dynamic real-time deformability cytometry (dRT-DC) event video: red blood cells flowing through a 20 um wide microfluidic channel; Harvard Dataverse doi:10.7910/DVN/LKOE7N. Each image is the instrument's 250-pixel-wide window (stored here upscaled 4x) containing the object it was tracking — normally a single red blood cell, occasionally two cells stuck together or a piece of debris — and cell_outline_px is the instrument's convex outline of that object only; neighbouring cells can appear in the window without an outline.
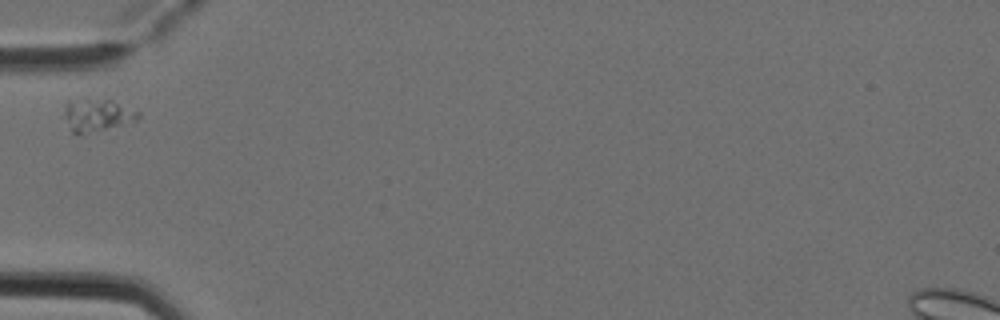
{"species": "Egyptian fruit bat (a non-hibernating species)", "species_latin": "Rousettus aegyptiacus", "temperature_condition": "cold", "stored_images_in_passage": 6, "camera_frame_rate_fps": 3000, "um_per_image_px": 0.085, "animal": {"sex": "female"}, "frame": {"image": 1, "passage_image": 1, "time_ms": 0.0, "image_size_px": [1000, 320], "cell_outline_px": [[140, 116], [136, 120], [80, 136], [72, 132], [64, 116], [64, 108], [68, 100], [112, 100], [140, 112]], "centroid_in_image_um": [8.23, 9.81], "position_along_channel_um": 76.8, "area_um2": 13.87}}
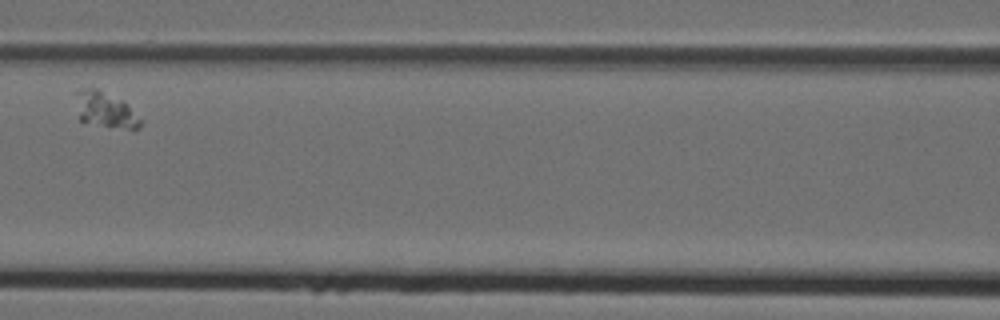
{"frame": {"image": 2, "passage_image": 3, "time_ms": 0.667, "image_size_px": [1000, 320], "cell_outline_px": [[144, 120], [140, 128], [124, 128], [80, 120], [76, 92], [80, 88], [100, 88], [124, 100]], "centroid_in_image_um": [9.04, 9.28], "position_along_channel_um": 157.6, "area_um2": 13.35}}
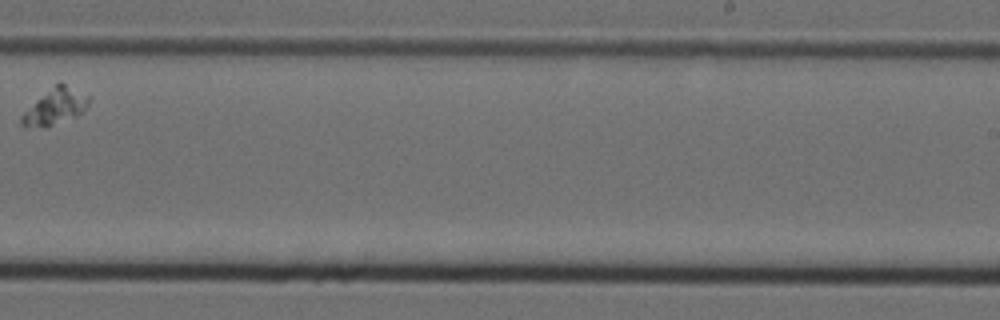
{"frame": {"image": 3, "passage_image": 6, "time_ms": 1.667, "image_size_px": [1000, 320], "cell_outline_px": [[88, 104], [84, 112], [76, 116], [44, 128], [20, 124], [20, 116], [36, 100], [60, 80], [88, 96]], "centroid_in_image_um": [4.7, 9.05], "position_along_channel_um": 284.3, "area_um2": 13.87}}